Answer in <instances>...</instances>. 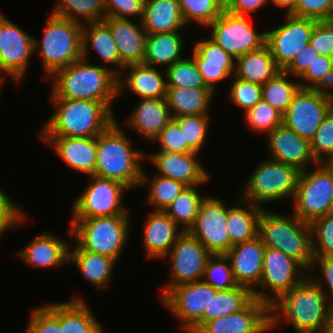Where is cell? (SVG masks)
<instances>
[{
  "instance_id": "89a4df30",
  "label": "cell",
  "mask_w": 333,
  "mask_h": 333,
  "mask_svg": "<svg viewBox=\"0 0 333 333\" xmlns=\"http://www.w3.org/2000/svg\"><path fill=\"white\" fill-rule=\"evenodd\" d=\"M330 57H331V59L333 60V49H332V51H331Z\"/></svg>"
},
{
  "instance_id": "9f6ffc18",
  "label": "cell",
  "mask_w": 333,
  "mask_h": 333,
  "mask_svg": "<svg viewBox=\"0 0 333 333\" xmlns=\"http://www.w3.org/2000/svg\"><path fill=\"white\" fill-rule=\"evenodd\" d=\"M145 0H104L106 17L126 18L138 17L142 20Z\"/></svg>"
},
{
  "instance_id": "d6a6232c",
  "label": "cell",
  "mask_w": 333,
  "mask_h": 333,
  "mask_svg": "<svg viewBox=\"0 0 333 333\" xmlns=\"http://www.w3.org/2000/svg\"><path fill=\"white\" fill-rule=\"evenodd\" d=\"M214 94L211 88H167L166 100L172 118L183 115H210Z\"/></svg>"
},
{
  "instance_id": "94428289",
  "label": "cell",
  "mask_w": 333,
  "mask_h": 333,
  "mask_svg": "<svg viewBox=\"0 0 333 333\" xmlns=\"http://www.w3.org/2000/svg\"><path fill=\"white\" fill-rule=\"evenodd\" d=\"M193 47L205 58V63H236V60L234 58H232L224 49H222L209 37L207 39L197 40L194 43Z\"/></svg>"
},
{
  "instance_id": "e575fe53",
  "label": "cell",
  "mask_w": 333,
  "mask_h": 333,
  "mask_svg": "<svg viewBox=\"0 0 333 333\" xmlns=\"http://www.w3.org/2000/svg\"><path fill=\"white\" fill-rule=\"evenodd\" d=\"M83 297L74 296L60 303L62 333H104V328Z\"/></svg>"
},
{
  "instance_id": "ee69618b",
  "label": "cell",
  "mask_w": 333,
  "mask_h": 333,
  "mask_svg": "<svg viewBox=\"0 0 333 333\" xmlns=\"http://www.w3.org/2000/svg\"><path fill=\"white\" fill-rule=\"evenodd\" d=\"M167 88H209L205 85L195 61L185 57L165 69Z\"/></svg>"
},
{
  "instance_id": "7dc6e473",
  "label": "cell",
  "mask_w": 333,
  "mask_h": 333,
  "mask_svg": "<svg viewBox=\"0 0 333 333\" xmlns=\"http://www.w3.org/2000/svg\"><path fill=\"white\" fill-rule=\"evenodd\" d=\"M25 333H62L60 328V302L47 303L35 307Z\"/></svg>"
},
{
  "instance_id": "6125c7cd",
  "label": "cell",
  "mask_w": 333,
  "mask_h": 333,
  "mask_svg": "<svg viewBox=\"0 0 333 333\" xmlns=\"http://www.w3.org/2000/svg\"><path fill=\"white\" fill-rule=\"evenodd\" d=\"M317 55L318 53L312 48L311 44L308 43L282 71L289 74L292 78L295 77L298 79Z\"/></svg>"
},
{
  "instance_id": "603a6c76",
  "label": "cell",
  "mask_w": 333,
  "mask_h": 333,
  "mask_svg": "<svg viewBox=\"0 0 333 333\" xmlns=\"http://www.w3.org/2000/svg\"><path fill=\"white\" fill-rule=\"evenodd\" d=\"M43 143L50 144L56 155L77 172L93 176L95 172L97 136H38Z\"/></svg>"
},
{
  "instance_id": "d590c367",
  "label": "cell",
  "mask_w": 333,
  "mask_h": 333,
  "mask_svg": "<svg viewBox=\"0 0 333 333\" xmlns=\"http://www.w3.org/2000/svg\"><path fill=\"white\" fill-rule=\"evenodd\" d=\"M237 201H239V205L229 208L227 214L226 226L228 227V233L231 239V247L258 236V222L263 209L241 198Z\"/></svg>"
},
{
  "instance_id": "8fae6325",
  "label": "cell",
  "mask_w": 333,
  "mask_h": 333,
  "mask_svg": "<svg viewBox=\"0 0 333 333\" xmlns=\"http://www.w3.org/2000/svg\"><path fill=\"white\" fill-rule=\"evenodd\" d=\"M212 254L187 231L183 232L164 257L169 259V276L162 289L160 300L174 287L202 281L208 258Z\"/></svg>"
},
{
  "instance_id": "1f68e13d",
  "label": "cell",
  "mask_w": 333,
  "mask_h": 333,
  "mask_svg": "<svg viewBox=\"0 0 333 333\" xmlns=\"http://www.w3.org/2000/svg\"><path fill=\"white\" fill-rule=\"evenodd\" d=\"M181 31L147 34L143 64L165 69L183 59L184 37Z\"/></svg>"
},
{
  "instance_id": "be15d7a7",
  "label": "cell",
  "mask_w": 333,
  "mask_h": 333,
  "mask_svg": "<svg viewBox=\"0 0 333 333\" xmlns=\"http://www.w3.org/2000/svg\"><path fill=\"white\" fill-rule=\"evenodd\" d=\"M270 0H225V11L237 16H246L255 13L269 4Z\"/></svg>"
},
{
  "instance_id": "91938a15",
  "label": "cell",
  "mask_w": 333,
  "mask_h": 333,
  "mask_svg": "<svg viewBox=\"0 0 333 333\" xmlns=\"http://www.w3.org/2000/svg\"><path fill=\"white\" fill-rule=\"evenodd\" d=\"M329 4L330 0H297L290 15L324 21L329 17Z\"/></svg>"
},
{
  "instance_id": "bcb514c9",
  "label": "cell",
  "mask_w": 333,
  "mask_h": 333,
  "mask_svg": "<svg viewBox=\"0 0 333 333\" xmlns=\"http://www.w3.org/2000/svg\"><path fill=\"white\" fill-rule=\"evenodd\" d=\"M202 281L217 291H225L238 286L225 254L211 255L208 258Z\"/></svg>"
},
{
  "instance_id": "484cf974",
  "label": "cell",
  "mask_w": 333,
  "mask_h": 333,
  "mask_svg": "<svg viewBox=\"0 0 333 333\" xmlns=\"http://www.w3.org/2000/svg\"><path fill=\"white\" fill-rule=\"evenodd\" d=\"M172 120L166 98L140 99L125 124L136 134L152 142Z\"/></svg>"
},
{
  "instance_id": "4dcf8cb0",
  "label": "cell",
  "mask_w": 333,
  "mask_h": 333,
  "mask_svg": "<svg viewBox=\"0 0 333 333\" xmlns=\"http://www.w3.org/2000/svg\"><path fill=\"white\" fill-rule=\"evenodd\" d=\"M141 22L147 34L182 31L187 26L178 0H145Z\"/></svg>"
},
{
  "instance_id": "52a82bcc",
  "label": "cell",
  "mask_w": 333,
  "mask_h": 333,
  "mask_svg": "<svg viewBox=\"0 0 333 333\" xmlns=\"http://www.w3.org/2000/svg\"><path fill=\"white\" fill-rule=\"evenodd\" d=\"M130 222V215L71 219L69 233L82 250L106 255L118 262L130 239Z\"/></svg>"
},
{
  "instance_id": "9c48e42d",
  "label": "cell",
  "mask_w": 333,
  "mask_h": 333,
  "mask_svg": "<svg viewBox=\"0 0 333 333\" xmlns=\"http://www.w3.org/2000/svg\"><path fill=\"white\" fill-rule=\"evenodd\" d=\"M314 167L313 171L310 167L300 171L292 202L293 213L309 224L333 213L332 161Z\"/></svg>"
},
{
  "instance_id": "f1b7e54d",
  "label": "cell",
  "mask_w": 333,
  "mask_h": 333,
  "mask_svg": "<svg viewBox=\"0 0 333 333\" xmlns=\"http://www.w3.org/2000/svg\"><path fill=\"white\" fill-rule=\"evenodd\" d=\"M91 48L95 50L100 60L104 62L105 67L110 64L112 71L120 75L126 65L121 61L110 27L104 21L83 24L82 59L89 61V55L92 54L89 53Z\"/></svg>"
},
{
  "instance_id": "30bf717a",
  "label": "cell",
  "mask_w": 333,
  "mask_h": 333,
  "mask_svg": "<svg viewBox=\"0 0 333 333\" xmlns=\"http://www.w3.org/2000/svg\"><path fill=\"white\" fill-rule=\"evenodd\" d=\"M89 177L88 186L73 202L71 219L130 214L122 203L123 195L130 190L128 187L113 179Z\"/></svg>"
},
{
  "instance_id": "8992f818",
  "label": "cell",
  "mask_w": 333,
  "mask_h": 333,
  "mask_svg": "<svg viewBox=\"0 0 333 333\" xmlns=\"http://www.w3.org/2000/svg\"><path fill=\"white\" fill-rule=\"evenodd\" d=\"M49 15L42 40L34 38V54L41 55L46 78L82 59L83 24L53 14Z\"/></svg>"
},
{
  "instance_id": "9a60e30c",
  "label": "cell",
  "mask_w": 333,
  "mask_h": 333,
  "mask_svg": "<svg viewBox=\"0 0 333 333\" xmlns=\"http://www.w3.org/2000/svg\"><path fill=\"white\" fill-rule=\"evenodd\" d=\"M211 286L203 281L172 288L162 299L185 333H195L203 325V312H208Z\"/></svg>"
},
{
  "instance_id": "b9f144b4",
  "label": "cell",
  "mask_w": 333,
  "mask_h": 333,
  "mask_svg": "<svg viewBox=\"0 0 333 333\" xmlns=\"http://www.w3.org/2000/svg\"><path fill=\"white\" fill-rule=\"evenodd\" d=\"M210 115H183L172 118L180 127L184 136V153L196 152L201 149L207 140L210 129ZM210 124V125H209Z\"/></svg>"
},
{
  "instance_id": "8d00e7d4",
  "label": "cell",
  "mask_w": 333,
  "mask_h": 333,
  "mask_svg": "<svg viewBox=\"0 0 333 333\" xmlns=\"http://www.w3.org/2000/svg\"><path fill=\"white\" fill-rule=\"evenodd\" d=\"M253 298V292L244 286L238 285L225 291H217L211 286V299L208 312H203V324L242 310Z\"/></svg>"
},
{
  "instance_id": "003e7915",
  "label": "cell",
  "mask_w": 333,
  "mask_h": 333,
  "mask_svg": "<svg viewBox=\"0 0 333 333\" xmlns=\"http://www.w3.org/2000/svg\"><path fill=\"white\" fill-rule=\"evenodd\" d=\"M327 333H333V317L331 319V322L329 324L328 332Z\"/></svg>"
},
{
  "instance_id": "2e32d148",
  "label": "cell",
  "mask_w": 333,
  "mask_h": 333,
  "mask_svg": "<svg viewBox=\"0 0 333 333\" xmlns=\"http://www.w3.org/2000/svg\"><path fill=\"white\" fill-rule=\"evenodd\" d=\"M34 55V36L0 13V74L16 83L26 77Z\"/></svg>"
},
{
  "instance_id": "c3c4849f",
  "label": "cell",
  "mask_w": 333,
  "mask_h": 333,
  "mask_svg": "<svg viewBox=\"0 0 333 333\" xmlns=\"http://www.w3.org/2000/svg\"><path fill=\"white\" fill-rule=\"evenodd\" d=\"M244 119L250 131L266 133V135L282 125L283 115L267 102L261 100L253 108L244 113Z\"/></svg>"
},
{
  "instance_id": "f5cc1de1",
  "label": "cell",
  "mask_w": 333,
  "mask_h": 333,
  "mask_svg": "<svg viewBox=\"0 0 333 333\" xmlns=\"http://www.w3.org/2000/svg\"><path fill=\"white\" fill-rule=\"evenodd\" d=\"M191 57L194 59L205 85L214 92H217L215 90L218 83L228 78L231 79L235 74V64L205 63V58L194 47Z\"/></svg>"
},
{
  "instance_id": "ac0fdd59",
  "label": "cell",
  "mask_w": 333,
  "mask_h": 333,
  "mask_svg": "<svg viewBox=\"0 0 333 333\" xmlns=\"http://www.w3.org/2000/svg\"><path fill=\"white\" fill-rule=\"evenodd\" d=\"M285 22L265 31V44L270 49L277 66L283 70L301 49L310 42L317 20L285 14Z\"/></svg>"
},
{
  "instance_id": "60d3db41",
  "label": "cell",
  "mask_w": 333,
  "mask_h": 333,
  "mask_svg": "<svg viewBox=\"0 0 333 333\" xmlns=\"http://www.w3.org/2000/svg\"><path fill=\"white\" fill-rule=\"evenodd\" d=\"M290 75L280 71L262 85V100L274 107L282 115L288 110L295 94L301 88L300 82L288 80Z\"/></svg>"
},
{
  "instance_id": "680465c9",
  "label": "cell",
  "mask_w": 333,
  "mask_h": 333,
  "mask_svg": "<svg viewBox=\"0 0 333 333\" xmlns=\"http://www.w3.org/2000/svg\"><path fill=\"white\" fill-rule=\"evenodd\" d=\"M318 55L330 57L333 49V23L329 21H317L309 42Z\"/></svg>"
},
{
  "instance_id": "f35d334b",
  "label": "cell",
  "mask_w": 333,
  "mask_h": 333,
  "mask_svg": "<svg viewBox=\"0 0 333 333\" xmlns=\"http://www.w3.org/2000/svg\"><path fill=\"white\" fill-rule=\"evenodd\" d=\"M145 173V170H143L140 187L145 186L149 189L146 201L153 207L154 211H165L187 187L182 182L157 174L149 179V175Z\"/></svg>"
},
{
  "instance_id": "7a4b0ae2",
  "label": "cell",
  "mask_w": 333,
  "mask_h": 333,
  "mask_svg": "<svg viewBox=\"0 0 333 333\" xmlns=\"http://www.w3.org/2000/svg\"><path fill=\"white\" fill-rule=\"evenodd\" d=\"M54 111L39 136L94 137L115 120L114 102L51 98Z\"/></svg>"
},
{
  "instance_id": "f907efd6",
  "label": "cell",
  "mask_w": 333,
  "mask_h": 333,
  "mask_svg": "<svg viewBox=\"0 0 333 333\" xmlns=\"http://www.w3.org/2000/svg\"><path fill=\"white\" fill-rule=\"evenodd\" d=\"M314 257H333V213L310 223Z\"/></svg>"
},
{
  "instance_id": "ab89813d",
  "label": "cell",
  "mask_w": 333,
  "mask_h": 333,
  "mask_svg": "<svg viewBox=\"0 0 333 333\" xmlns=\"http://www.w3.org/2000/svg\"><path fill=\"white\" fill-rule=\"evenodd\" d=\"M52 13L55 16L67 18L86 24L103 21L106 18L104 0H56ZM80 18V19H79ZM85 20L83 22L82 20Z\"/></svg>"
},
{
  "instance_id": "277c9868",
  "label": "cell",
  "mask_w": 333,
  "mask_h": 333,
  "mask_svg": "<svg viewBox=\"0 0 333 333\" xmlns=\"http://www.w3.org/2000/svg\"><path fill=\"white\" fill-rule=\"evenodd\" d=\"M51 98L113 102L118 96V75L110 67L80 59L56 71Z\"/></svg>"
},
{
  "instance_id": "e0dca14e",
  "label": "cell",
  "mask_w": 333,
  "mask_h": 333,
  "mask_svg": "<svg viewBox=\"0 0 333 333\" xmlns=\"http://www.w3.org/2000/svg\"><path fill=\"white\" fill-rule=\"evenodd\" d=\"M229 208L223 200L208 194L202 202L194 224L187 231L212 255L225 254L231 248V239L226 226Z\"/></svg>"
},
{
  "instance_id": "ba28073f",
  "label": "cell",
  "mask_w": 333,
  "mask_h": 333,
  "mask_svg": "<svg viewBox=\"0 0 333 333\" xmlns=\"http://www.w3.org/2000/svg\"><path fill=\"white\" fill-rule=\"evenodd\" d=\"M299 173L294 166L266 157L245 181L239 198L262 208H267L263 203L286 198L293 201Z\"/></svg>"
},
{
  "instance_id": "83f0119b",
  "label": "cell",
  "mask_w": 333,
  "mask_h": 333,
  "mask_svg": "<svg viewBox=\"0 0 333 333\" xmlns=\"http://www.w3.org/2000/svg\"><path fill=\"white\" fill-rule=\"evenodd\" d=\"M103 21L110 27L121 61L125 65L143 63L147 33L142 22L136 24L131 19L112 17Z\"/></svg>"
},
{
  "instance_id": "d4e9b609",
  "label": "cell",
  "mask_w": 333,
  "mask_h": 333,
  "mask_svg": "<svg viewBox=\"0 0 333 333\" xmlns=\"http://www.w3.org/2000/svg\"><path fill=\"white\" fill-rule=\"evenodd\" d=\"M160 72L157 67L143 63L126 65L118 75V96H121L124 89H129L139 99L166 98V73L165 70L163 75Z\"/></svg>"
},
{
  "instance_id": "ffe728a7",
  "label": "cell",
  "mask_w": 333,
  "mask_h": 333,
  "mask_svg": "<svg viewBox=\"0 0 333 333\" xmlns=\"http://www.w3.org/2000/svg\"><path fill=\"white\" fill-rule=\"evenodd\" d=\"M199 153H171L156 151L146 154L149 163L157 169L158 174L184 183L186 186H199L208 183L209 172L198 158Z\"/></svg>"
},
{
  "instance_id": "3957f363",
  "label": "cell",
  "mask_w": 333,
  "mask_h": 333,
  "mask_svg": "<svg viewBox=\"0 0 333 333\" xmlns=\"http://www.w3.org/2000/svg\"><path fill=\"white\" fill-rule=\"evenodd\" d=\"M133 140L125 134L117 119L97 136L94 176L121 182L130 191L140 188L145 152L136 150ZM144 159V160H143Z\"/></svg>"
},
{
  "instance_id": "db71d44e",
  "label": "cell",
  "mask_w": 333,
  "mask_h": 333,
  "mask_svg": "<svg viewBox=\"0 0 333 333\" xmlns=\"http://www.w3.org/2000/svg\"><path fill=\"white\" fill-rule=\"evenodd\" d=\"M0 188V239L5 232L26 223V212Z\"/></svg>"
},
{
  "instance_id": "5b68a950",
  "label": "cell",
  "mask_w": 333,
  "mask_h": 333,
  "mask_svg": "<svg viewBox=\"0 0 333 333\" xmlns=\"http://www.w3.org/2000/svg\"><path fill=\"white\" fill-rule=\"evenodd\" d=\"M258 236L265 247L280 250L307 272L311 269L314 260L311 227L293 212L287 216L263 208L258 222Z\"/></svg>"
},
{
  "instance_id": "d6986e66",
  "label": "cell",
  "mask_w": 333,
  "mask_h": 333,
  "mask_svg": "<svg viewBox=\"0 0 333 333\" xmlns=\"http://www.w3.org/2000/svg\"><path fill=\"white\" fill-rule=\"evenodd\" d=\"M271 331L270 305L253 298L242 310L203 324L195 333H267Z\"/></svg>"
},
{
  "instance_id": "03108f58",
  "label": "cell",
  "mask_w": 333,
  "mask_h": 333,
  "mask_svg": "<svg viewBox=\"0 0 333 333\" xmlns=\"http://www.w3.org/2000/svg\"><path fill=\"white\" fill-rule=\"evenodd\" d=\"M326 21L332 22L333 23V0H330L329 4V17Z\"/></svg>"
},
{
  "instance_id": "7402d4cb",
  "label": "cell",
  "mask_w": 333,
  "mask_h": 333,
  "mask_svg": "<svg viewBox=\"0 0 333 333\" xmlns=\"http://www.w3.org/2000/svg\"><path fill=\"white\" fill-rule=\"evenodd\" d=\"M265 248L260 237L256 236L232 246L225 253L232 267L235 282L252 292L259 287L261 281Z\"/></svg>"
},
{
  "instance_id": "f546056e",
  "label": "cell",
  "mask_w": 333,
  "mask_h": 333,
  "mask_svg": "<svg viewBox=\"0 0 333 333\" xmlns=\"http://www.w3.org/2000/svg\"><path fill=\"white\" fill-rule=\"evenodd\" d=\"M69 264H75L84 279H86L94 288L104 289L112 281L114 265L117 263L114 259L82 250L75 242L70 244Z\"/></svg>"
},
{
  "instance_id": "e7e4bbea",
  "label": "cell",
  "mask_w": 333,
  "mask_h": 333,
  "mask_svg": "<svg viewBox=\"0 0 333 333\" xmlns=\"http://www.w3.org/2000/svg\"><path fill=\"white\" fill-rule=\"evenodd\" d=\"M296 1L297 0H270V3L274 6H278V8H285V13L290 14L295 8Z\"/></svg>"
},
{
  "instance_id": "6f0895ef",
  "label": "cell",
  "mask_w": 333,
  "mask_h": 333,
  "mask_svg": "<svg viewBox=\"0 0 333 333\" xmlns=\"http://www.w3.org/2000/svg\"><path fill=\"white\" fill-rule=\"evenodd\" d=\"M158 151L184 153V136L179 125L172 119L154 139Z\"/></svg>"
},
{
  "instance_id": "11a10c76",
  "label": "cell",
  "mask_w": 333,
  "mask_h": 333,
  "mask_svg": "<svg viewBox=\"0 0 333 333\" xmlns=\"http://www.w3.org/2000/svg\"><path fill=\"white\" fill-rule=\"evenodd\" d=\"M315 270L319 271L318 273L321 274L319 275ZM308 276L320 287V289L327 296L328 302L333 311V257H314L312 267L308 271Z\"/></svg>"
},
{
  "instance_id": "4316f807",
  "label": "cell",
  "mask_w": 333,
  "mask_h": 333,
  "mask_svg": "<svg viewBox=\"0 0 333 333\" xmlns=\"http://www.w3.org/2000/svg\"><path fill=\"white\" fill-rule=\"evenodd\" d=\"M144 222L146 256L152 260H163L184 231L164 211L153 210Z\"/></svg>"
},
{
  "instance_id": "a7ac6f4b",
  "label": "cell",
  "mask_w": 333,
  "mask_h": 333,
  "mask_svg": "<svg viewBox=\"0 0 333 333\" xmlns=\"http://www.w3.org/2000/svg\"><path fill=\"white\" fill-rule=\"evenodd\" d=\"M4 81H5V78H4V77H0V88H1L2 85H4V84H3ZM0 94H1V90H0ZM0 96H1V95H0Z\"/></svg>"
},
{
  "instance_id": "44dd1931",
  "label": "cell",
  "mask_w": 333,
  "mask_h": 333,
  "mask_svg": "<svg viewBox=\"0 0 333 333\" xmlns=\"http://www.w3.org/2000/svg\"><path fill=\"white\" fill-rule=\"evenodd\" d=\"M265 138L269 152L267 158L294 166L300 171L311 167V164H317L311 153L310 142L283 124L269 132Z\"/></svg>"
},
{
  "instance_id": "f6af8a7d",
  "label": "cell",
  "mask_w": 333,
  "mask_h": 333,
  "mask_svg": "<svg viewBox=\"0 0 333 333\" xmlns=\"http://www.w3.org/2000/svg\"><path fill=\"white\" fill-rule=\"evenodd\" d=\"M297 81L302 88L333 92V60L325 55H317Z\"/></svg>"
},
{
  "instance_id": "2644e50d",
  "label": "cell",
  "mask_w": 333,
  "mask_h": 333,
  "mask_svg": "<svg viewBox=\"0 0 333 333\" xmlns=\"http://www.w3.org/2000/svg\"><path fill=\"white\" fill-rule=\"evenodd\" d=\"M332 182H333V161H332Z\"/></svg>"
},
{
  "instance_id": "681fc988",
  "label": "cell",
  "mask_w": 333,
  "mask_h": 333,
  "mask_svg": "<svg viewBox=\"0 0 333 333\" xmlns=\"http://www.w3.org/2000/svg\"><path fill=\"white\" fill-rule=\"evenodd\" d=\"M310 148L317 163L333 161V108L324 117L310 141Z\"/></svg>"
},
{
  "instance_id": "816d5d0a",
  "label": "cell",
  "mask_w": 333,
  "mask_h": 333,
  "mask_svg": "<svg viewBox=\"0 0 333 333\" xmlns=\"http://www.w3.org/2000/svg\"><path fill=\"white\" fill-rule=\"evenodd\" d=\"M229 86V101L244 113L262 100V85L233 76Z\"/></svg>"
},
{
  "instance_id": "6da1fadb",
  "label": "cell",
  "mask_w": 333,
  "mask_h": 333,
  "mask_svg": "<svg viewBox=\"0 0 333 333\" xmlns=\"http://www.w3.org/2000/svg\"><path fill=\"white\" fill-rule=\"evenodd\" d=\"M332 317L327 296L308 275L270 305L271 330L284 320L297 333H327Z\"/></svg>"
},
{
  "instance_id": "5bb4252c",
  "label": "cell",
  "mask_w": 333,
  "mask_h": 333,
  "mask_svg": "<svg viewBox=\"0 0 333 333\" xmlns=\"http://www.w3.org/2000/svg\"><path fill=\"white\" fill-rule=\"evenodd\" d=\"M207 28L210 39L224 49L232 58L260 49L265 45L266 32H257L246 16L223 11Z\"/></svg>"
},
{
  "instance_id": "7bdbcfd3",
  "label": "cell",
  "mask_w": 333,
  "mask_h": 333,
  "mask_svg": "<svg viewBox=\"0 0 333 333\" xmlns=\"http://www.w3.org/2000/svg\"><path fill=\"white\" fill-rule=\"evenodd\" d=\"M184 22L208 27L224 10L225 0H178Z\"/></svg>"
},
{
  "instance_id": "cb8c5ba5",
  "label": "cell",
  "mask_w": 333,
  "mask_h": 333,
  "mask_svg": "<svg viewBox=\"0 0 333 333\" xmlns=\"http://www.w3.org/2000/svg\"><path fill=\"white\" fill-rule=\"evenodd\" d=\"M52 232L37 234L32 241L18 251L20 256L32 268H59L69 264L70 243Z\"/></svg>"
},
{
  "instance_id": "4fadbf2b",
  "label": "cell",
  "mask_w": 333,
  "mask_h": 333,
  "mask_svg": "<svg viewBox=\"0 0 333 333\" xmlns=\"http://www.w3.org/2000/svg\"><path fill=\"white\" fill-rule=\"evenodd\" d=\"M308 272L293 258L280 250L265 248L260 289L253 291V297L271 305L283 293L299 284ZM266 291H269L266 293Z\"/></svg>"
},
{
  "instance_id": "836d02e7",
  "label": "cell",
  "mask_w": 333,
  "mask_h": 333,
  "mask_svg": "<svg viewBox=\"0 0 333 333\" xmlns=\"http://www.w3.org/2000/svg\"><path fill=\"white\" fill-rule=\"evenodd\" d=\"M282 71L265 44L260 49L240 56L235 63V76L239 79L265 84Z\"/></svg>"
},
{
  "instance_id": "7c38bea8",
  "label": "cell",
  "mask_w": 333,
  "mask_h": 333,
  "mask_svg": "<svg viewBox=\"0 0 333 333\" xmlns=\"http://www.w3.org/2000/svg\"><path fill=\"white\" fill-rule=\"evenodd\" d=\"M332 108L333 92L301 87L283 114L282 124L310 142Z\"/></svg>"
},
{
  "instance_id": "74e56055",
  "label": "cell",
  "mask_w": 333,
  "mask_h": 333,
  "mask_svg": "<svg viewBox=\"0 0 333 333\" xmlns=\"http://www.w3.org/2000/svg\"><path fill=\"white\" fill-rule=\"evenodd\" d=\"M197 187L187 186L164 211L179 227L181 226L180 229L184 232L194 224L202 202L207 196V194L202 196Z\"/></svg>"
}]
</instances>
